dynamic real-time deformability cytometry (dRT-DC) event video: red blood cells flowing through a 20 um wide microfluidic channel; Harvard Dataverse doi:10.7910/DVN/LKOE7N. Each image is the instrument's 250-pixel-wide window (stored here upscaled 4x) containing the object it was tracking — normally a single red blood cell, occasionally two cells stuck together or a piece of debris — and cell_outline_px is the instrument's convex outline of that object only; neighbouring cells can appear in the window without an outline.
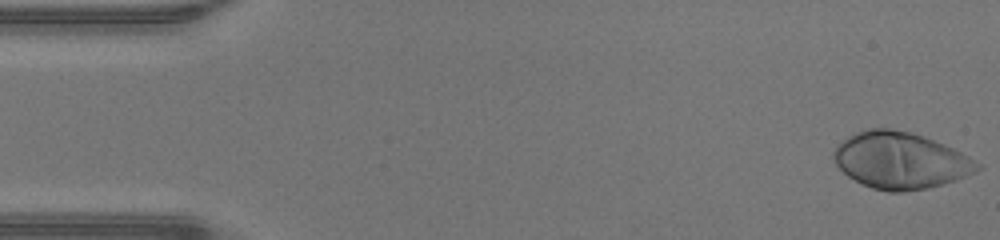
{"species": "human", "species_latin": "Homo sapiens", "temperature_condition": "warm", "stored_images_in_passage": 47, "camera_frame_rate_fps": 3000, "um_per_image_px": 0.085, "donor": {"sex": "male"}, "frame": {"image": 1, "passage_image": 1, "time_ms": 0.0, "image_size_px": [1000, 240], "cell_outline_px": [[984, 168], [976, 172], [956, 180], [928, 188], [904, 192], [888, 192], [872, 188], [848, 176], [836, 164], [832, 156], [832, 152], [836, 144], [848, 136], [856, 132], [868, 128], [888, 128], [912, 132], [924, 136], [944, 144], [968, 156], [980, 164]], "centroid_in_image_um": [76.53, 13.63], "position_along_channel_um": 8.5, "area_um2": 47.51}}
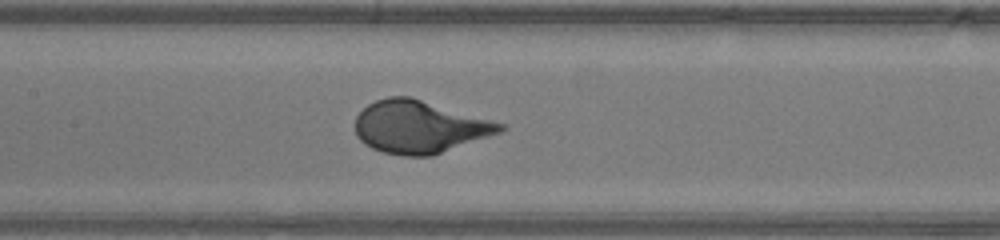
{"frame": {"image": 2, "passage_image": 22, "time_ms": 7.0, "image_size_px": [1000, 240], "cell_outline_px": [[508, 128], [500, 132], [432, 156], [404, 156], [384, 152], [372, 148], [364, 144], [356, 136], [356, 116], [368, 104], [376, 100], [388, 96], [412, 96], [508, 124]], "centroid_in_image_um": [35.69, 10.77], "position_along_channel_um": 171.7, "area_um2": 44.74}}
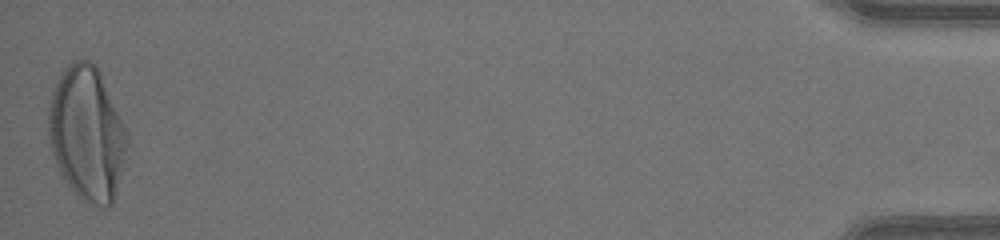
{"frame": {"image": 3, "passage_image": 47, "time_ms": 15.333, "image_size_px": [1000, 240], "cell_outline_px": [[128, 144], [112, 204], [104, 208], [84, 200], [68, 184], [60, 172], [56, 164], [52, 152], [48, 132], [48, 104], [56, 80], [60, 72], [72, 60], [88, 60], [96, 64], [128, 136]], "centroid_in_image_um": [7.36, 11.31], "position_along_channel_um": 427.8, "area_um2": 60.63}}